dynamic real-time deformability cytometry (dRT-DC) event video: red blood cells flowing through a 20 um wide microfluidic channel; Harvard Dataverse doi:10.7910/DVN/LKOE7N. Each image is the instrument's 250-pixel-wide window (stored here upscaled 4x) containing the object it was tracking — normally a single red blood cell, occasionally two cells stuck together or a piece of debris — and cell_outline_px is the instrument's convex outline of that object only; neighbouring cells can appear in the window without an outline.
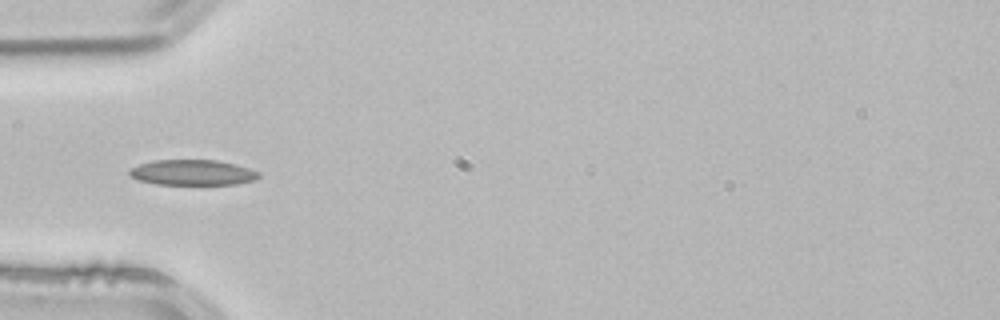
{"species": "common noctule bat (a hibernating species)", "species_latin": "Nyctalus noctula", "temperature_condition": "room temperature", "stored_images_in_passage": 4, "camera_frame_rate_fps": 3000, "um_per_image_px": 0.085, "animal": {"sex": "male", "body_mass_g": 21.5, "forearm_length_mm": 52.0}, "frame": {"image": 1, "passage_image": 4, "time_ms": 1.0, "image_size_px": [1000, 320], "cell_outline_px": [[260, 176], [256, 180], [236, 184], [156, 184], [136, 180], [128, 176], [128, 172], [132, 168], [140, 164], [156, 160], [216, 160], [236, 164], [260, 172]], "centroid_in_image_um": [16.36, 14.67], "position_along_channel_um": 68.6, "area_um2": 19.25}}